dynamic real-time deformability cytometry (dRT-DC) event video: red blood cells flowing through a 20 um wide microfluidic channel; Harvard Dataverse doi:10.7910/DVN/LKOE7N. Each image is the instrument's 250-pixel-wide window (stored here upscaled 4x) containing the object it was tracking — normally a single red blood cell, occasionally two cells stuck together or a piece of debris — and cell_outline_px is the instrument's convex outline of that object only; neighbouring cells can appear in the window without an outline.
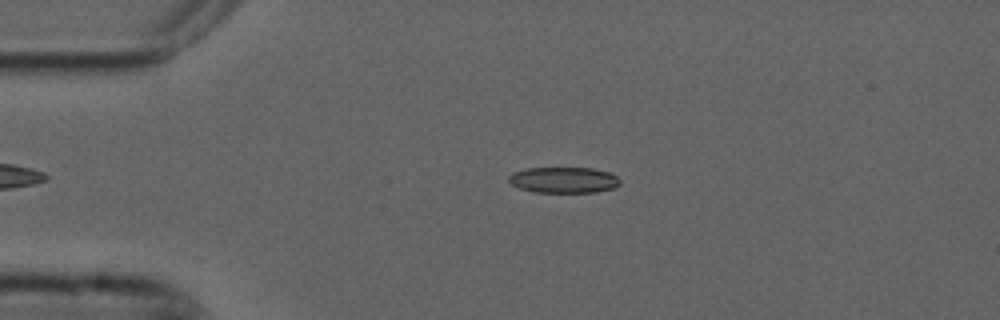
{"species": "common noctule bat (a hibernating species)", "species_latin": "Nyctalus noctula", "temperature_condition": "cold", "stored_images_in_passage": 3, "camera_frame_rate_fps": 3000, "um_per_image_px": 0.085, "animal": {"sex": "male", "forearm_length_mm": 52.5}, "frame": {"image": 1, "passage_image": 2, "time_ms": 0.333, "image_size_px": [1000, 320], "cell_outline_px": [[620, 184], [612, 188], [596, 192], [536, 192], [520, 188], [512, 184], [508, 180], [508, 176], [512, 172], [528, 168], [592, 168], [608, 172], [616, 176], [620, 180]], "centroid_in_image_um": [47.9, 15.29], "position_along_channel_um": 37.1, "area_um2": 16.7}}